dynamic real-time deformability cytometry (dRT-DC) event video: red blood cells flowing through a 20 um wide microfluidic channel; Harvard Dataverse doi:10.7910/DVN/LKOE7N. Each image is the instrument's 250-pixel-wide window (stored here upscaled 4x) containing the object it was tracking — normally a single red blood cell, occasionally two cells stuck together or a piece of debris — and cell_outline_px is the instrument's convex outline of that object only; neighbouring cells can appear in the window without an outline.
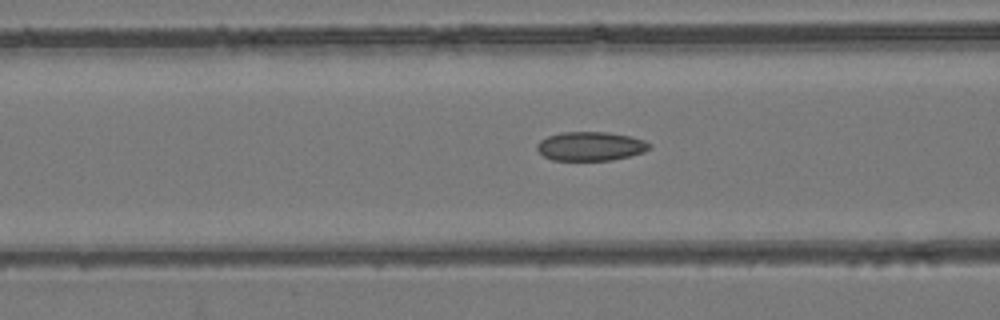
{"species": "common noctule bat (a hibernating species)", "species_latin": "Nyctalus noctula", "temperature_condition": "room temperature", "stored_images_in_passage": 39, "camera_frame_rate_fps": 3000, "um_per_image_px": 0.085, "animal": {"sex": "female", "body_mass_g": 24.6, "forearm_length_mm": 56.2}, "frame": {"image": 1, "passage_image": 13, "time_ms": 4.0, "image_size_px": [1000, 320], "cell_outline_px": [[652, 148], [644, 152], [612, 160], [552, 160], [544, 156], [536, 148], [536, 144], [540, 140], [548, 136], [560, 132], [608, 132], [632, 136], [644, 140], [652, 144]], "centroid_in_image_um": [50.22, 12.42], "position_along_channel_um": 116.4, "area_um2": 19.13}}
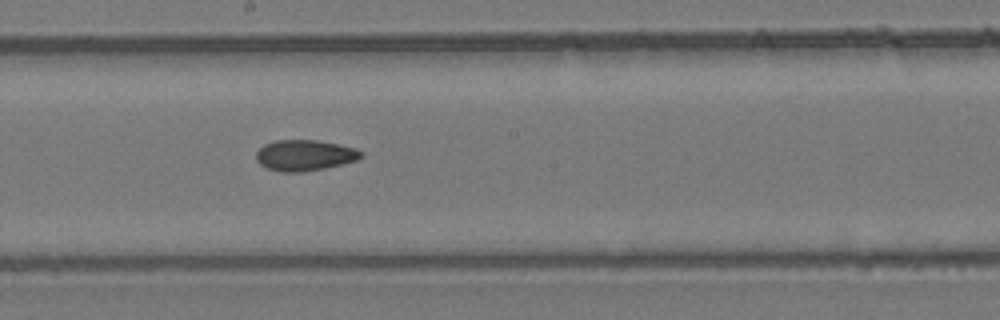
{"frame": {"image": 2, "passage_image": 21, "time_ms": 6.667, "image_size_px": [1000, 320], "cell_outline_px": [[364, 156], [356, 160], [324, 168], [304, 172], [280, 172], [268, 168], [260, 164], [256, 160], [256, 152], [264, 144], [276, 140], [316, 140], [356, 148], [364, 152]], "centroid_in_image_um": [25.89, 13.2], "position_along_channel_um": 222.3, "area_um2": 18.84}}
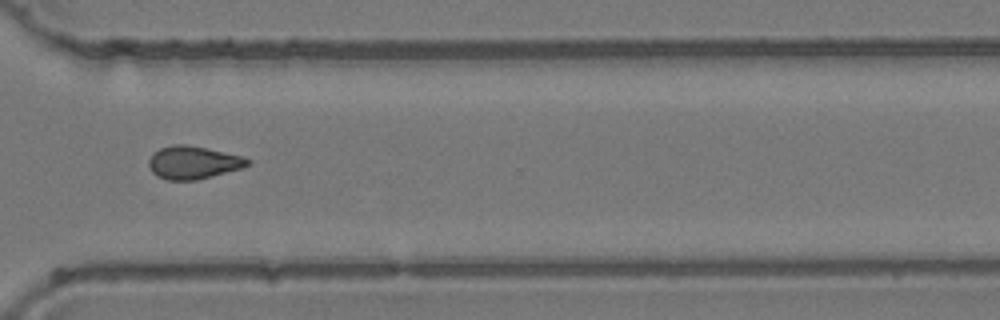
{"frame": {"image": 3, "passage_image": 31, "time_ms": 10.0, "image_size_px": [1000, 320], "cell_outline_px": [[252, 160], [244, 168], [196, 180], [168, 180], [156, 176], [152, 172], [148, 164], [148, 160], [152, 152], [160, 148], [172, 144], [184, 144], [204, 148], [240, 156]], "centroid_in_image_um": [16.38, 13.82], "position_along_channel_um": 354.2, "area_um2": 18.9}}